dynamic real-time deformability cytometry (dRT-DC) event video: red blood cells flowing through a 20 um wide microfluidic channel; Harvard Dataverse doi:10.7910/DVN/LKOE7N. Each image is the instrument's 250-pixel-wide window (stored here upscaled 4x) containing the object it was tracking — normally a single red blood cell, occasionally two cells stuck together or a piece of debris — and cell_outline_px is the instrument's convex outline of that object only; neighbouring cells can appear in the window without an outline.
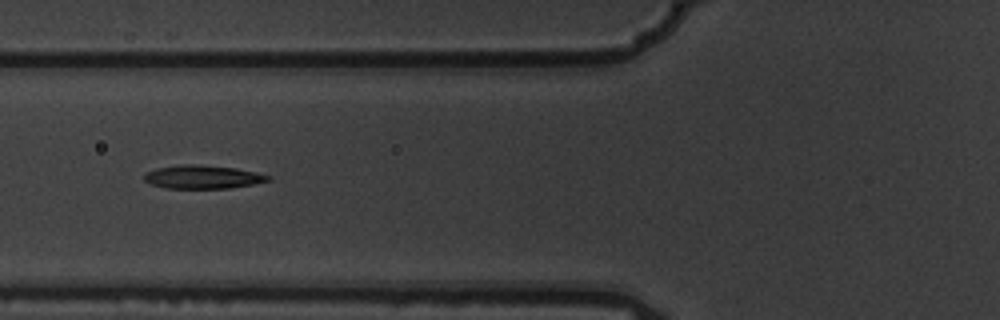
{"species": "common noctule bat (a hibernating species)", "species_latin": "Nyctalus noctula", "temperature_condition": "warm", "stored_images_in_passage": 8, "camera_frame_rate_fps": 3000, "um_per_image_px": 0.085, "animal": {"sex": "male", "body_mass_g": 19.5, "forearm_length_mm": 54.6}, "frame": {"image": 1, "passage_image": 6, "time_ms": 1.667, "image_size_px": [1000, 320], "cell_outline_px": [[272, 180], [252, 184], [228, 188], [164, 188], [152, 184], [144, 180], [144, 172], [156, 168], [180, 164], [200, 164], [236, 168], [256, 172], [272, 176]], "centroid_in_image_um": [17.22, 15.03], "position_along_channel_um": 108.6, "area_um2": 17.05}}
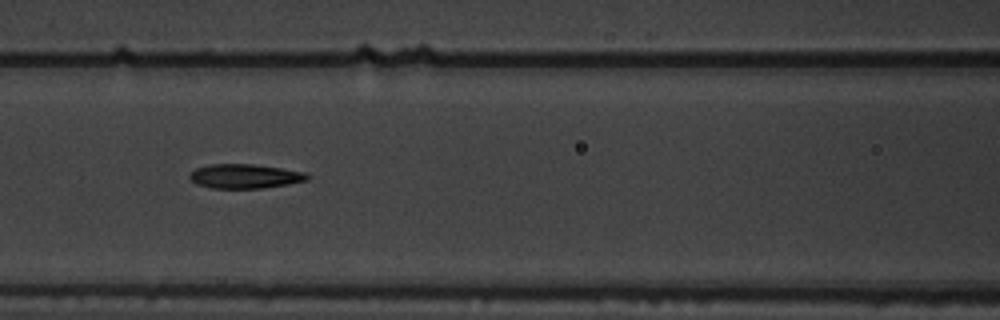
{"frame": {"image": 2, "passage_image": 7, "time_ms": 2.0, "image_size_px": [1000, 320], "cell_outline_px": [[308, 180], [288, 184], [264, 188], [212, 188], [196, 184], [188, 176], [196, 168], [208, 164], [252, 164], [308, 172]], "centroid_in_image_um": [20.82, 14.98], "position_along_channel_um": 145.8, "area_um2": 16.65}}
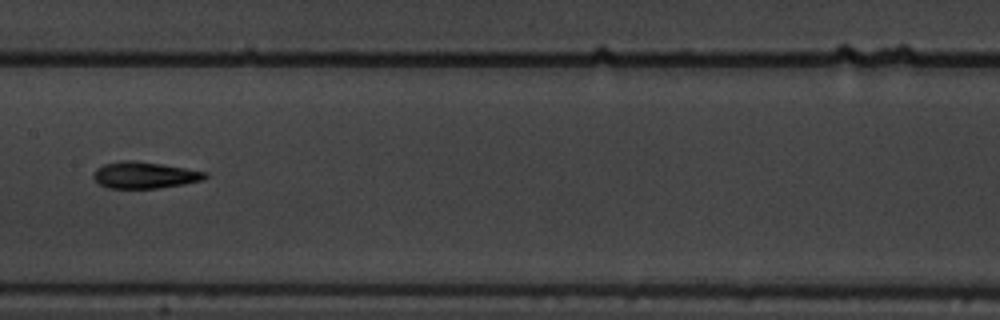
{"frame": {"image": 3, "passage_image": 8, "time_ms": 2.333, "image_size_px": [1000, 320], "cell_outline_px": [[208, 176], [204, 180], [184, 184], [156, 188], [108, 188], [100, 184], [92, 176], [96, 168], [104, 164], [124, 160], [132, 160], [160, 164], [208, 172]], "centroid_in_image_um": [12.29, 14.88], "position_along_channel_um": 195.1, "area_um2": 17.17}}